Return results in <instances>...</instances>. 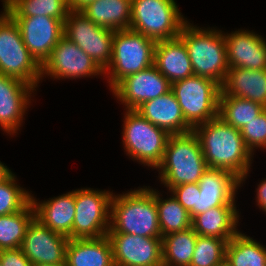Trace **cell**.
I'll use <instances>...</instances> for the list:
<instances>
[{"label":"cell","mask_w":266,"mask_h":266,"mask_svg":"<svg viewBox=\"0 0 266 266\" xmlns=\"http://www.w3.org/2000/svg\"><path fill=\"white\" fill-rule=\"evenodd\" d=\"M154 65L171 84L194 75L187 48L179 36L156 42Z\"/></svg>","instance_id":"7402d4cb"},{"label":"cell","mask_w":266,"mask_h":266,"mask_svg":"<svg viewBox=\"0 0 266 266\" xmlns=\"http://www.w3.org/2000/svg\"><path fill=\"white\" fill-rule=\"evenodd\" d=\"M13 172L0 183V216L23 210L31 202V194L17 184Z\"/></svg>","instance_id":"d6a6232c"},{"label":"cell","mask_w":266,"mask_h":266,"mask_svg":"<svg viewBox=\"0 0 266 266\" xmlns=\"http://www.w3.org/2000/svg\"><path fill=\"white\" fill-rule=\"evenodd\" d=\"M239 216L236 206H217L195 215L191 227L197 235L229 242L239 232Z\"/></svg>","instance_id":"cb8c5ba5"},{"label":"cell","mask_w":266,"mask_h":266,"mask_svg":"<svg viewBox=\"0 0 266 266\" xmlns=\"http://www.w3.org/2000/svg\"><path fill=\"white\" fill-rule=\"evenodd\" d=\"M69 239L34 218L27 228L20 248L32 264H59L66 261Z\"/></svg>","instance_id":"9a60e30c"},{"label":"cell","mask_w":266,"mask_h":266,"mask_svg":"<svg viewBox=\"0 0 266 266\" xmlns=\"http://www.w3.org/2000/svg\"><path fill=\"white\" fill-rule=\"evenodd\" d=\"M66 262L68 266H115L109 237L69 239Z\"/></svg>","instance_id":"d4e9b609"},{"label":"cell","mask_w":266,"mask_h":266,"mask_svg":"<svg viewBox=\"0 0 266 266\" xmlns=\"http://www.w3.org/2000/svg\"><path fill=\"white\" fill-rule=\"evenodd\" d=\"M189 212L191 218L197 215V200L200 189L198 183L180 184L169 191Z\"/></svg>","instance_id":"d590c367"},{"label":"cell","mask_w":266,"mask_h":266,"mask_svg":"<svg viewBox=\"0 0 266 266\" xmlns=\"http://www.w3.org/2000/svg\"><path fill=\"white\" fill-rule=\"evenodd\" d=\"M161 197L160 192L155 189L158 223L162 237L190 228L192 225V218L178 200L172 194L166 199Z\"/></svg>","instance_id":"f546056e"},{"label":"cell","mask_w":266,"mask_h":266,"mask_svg":"<svg viewBox=\"0 0 266 266\" xmlns=\"http://www.w3.org/2000/svg\"><path fill=\"white\" fill-rule=\"evenodd\" d=\"M12 173L4 163L0 161V183L3 182Z\"/></svg>","instance_id":"ab89813d"},{"label":"cell","mask_w":266,"mask_h":266,"mask_svg":"<svg viewBox=\"0 0 266 266\" xmlns=\"http://www.w3.org/2000/svg\"><path fill=\"white\" fill-rule=\"evenodd\" d=\"M0 263L2 266H33L21 248L0 250Z\"/></svg>","instance_id":"8d00e7d4"},{"label":"cell","mask_w":266,"mask_h":266,"mask_svg":"<svg viewBox=\"0 0 266 266\" xmlns=\"http://www.w3.org/2000/svg\"><path fill=\"white\" fill-rule=\"evenodd\" d=\"M256 195L257 205L266 213V178L257 185Z\"/></svg>","instance_id":"74e56055"},{"label":"cell","mask_w":266,"mask_h":266,"mask_svg":"<svg viewBox=\"0 0 266 266\" xmlns=\"http://www.w3.org/2000/svg\"><path fill=\"white\" fill-rule=\"evenodd\" d=\"M265 109L259 103L236 96H219V114L227 124L241 130Z\"/></svg>","instance_id":"4dcf8cb0"},{"label":"cell","mask_w":266,"mask_h":266,"mask_svg":"<svg viewBox=\"0 0 266 266\" xmlns=\"http://www.w3.org/2000/svg\"><path fill=\"white\" fill-rule=\"evenodd\" d=\"M95 0H68V5L70 10H81L87 4L93 2Z\"/></svg>","instance_id":"f35d334b"},{"label":"cell","mask_w":266,"mask_h":266,"mask_svg":"<svg viewBox=\"0 0 266 266\" xmlns=\"http://www.w3.org/2000/svg\"><path fill=\"white\" fill-rule=\"evenodd\" d=\"M240 132L253 155L255 149H266V108L255 119L248 122Z\"/></svg>","instance_id":"e575fe53"},{"label":"cell","mask_w":266,"mask_h":266,"mask_svg":"<svg viewBox=\"0 0 266 266\" xmlns=\"http://www.w3.org/2000/svg\"><path fill=\"white\" fill-rule=\"evenodd\" d=\"M200 193L197 200V214L217 206H237V189L242 187L240 179L231 172L207 168L198 182Z\"/></svg>","instance_id":"ac0fdd59"},{"label":"cell","mask_w":266,"mask_h":266,"mask_svg":"<svg viewBox=\"0 0 266 266\" xmlns=\"http://www.w3.org/2000/svg\"><path fill=\"white\" fill-rule=\"evenodd\" d=\"M113 191L81 188L75 190L73 239L107 235Z\"/></svg>","instance_id":"30bf717a"},{"label":"cell","mask_w":266,"mask_h":266,"mask_svg":"<svg viewBox=\"0 0 266 266\" xmlns=\"http://www.w3.org/2000/svg\"><path fill=\"white\" fill-rule=\"evenodd\" d=\"M224 37L229 68L266 69L265 37L245 29L227 34L224 32Z\"/></svg>","instance_id":"d6986e66"},{"label":"cell","mask_w":266,"mask_h":266,"mask_svg":"<svg viewBox=\"0 0 266 266\" xmlns=\"http://www.w3.org/2000/svg\"><path fill=\"white\" fill-rule=\"evenodd\" d=\"M223 32L216 28H200L187 21L179 35L187 48L194 75L220 85L229 69Z\"/></svg>","instance_id":"277c9868"},{"label":"cell","mask_w":266,"mask_h":266,"mask_svg":"<svg viewBox=\"0 0 266 266\" xmlns=\"http://www.w3.org/2000/svg\"><path fill=\"white\" fill-rule=\"evenodd\" d=\"M122 145L133 161L156 169L161 163L170 134L155 126L136 110L124 113Z\"/></svg>","instance_id":"8992f818"},{"label":"cell","mask_w":266,"mask_h":266,"mask_svg":"<svg viewBox=\"0 0 266 266\" xmlns=\"http://www.w3.org/2000/svg\"><path fill=\"white\" fill-rule=\"evenodd\" d=\"M77 79L82 77L104 76V71L78 45L64 35L41 65V80Z\"/></svg>","instance_id":"7c38bea8"},{"label":"cell","mask_w":266,"mask_h":266,"mask_svg":"<svg viewBox=\"0 0 266 266\" xmlns=\"http://www.w3.org/2000/svg\"><path fill=\"white\" fill-rule=\"evenodd\" d=\"M33 266H68L67 262H62L59 264H33Z\"/></svg>","instance_id":"b9f144b4"},{"label":"cell","mask_w":266,"mask_h":266,"mask_svg":"<svg viewBox=\"0 0 266 266\" xmlns=\"http://www.w3.org/2000/svg\"><path fill=\"white\" fill-rule=\"evenodd\" d=\"M175 0H132L130 30L155 42L180 35L187 22Z\"/></svg>","instance_id":"52a82bcc"},{"label":"cell","mask_w":266,"mask_h":266,"mask_svg":"<svg viewBox=\"0 0 266 266\" xmlns=\"http://www.w3.org/2000/svg\"><path fill=\"white\" fill-rule=\"evenodd\" d=\"M122 233L162 238L154 188L143 186L127 193H113L107 234Z\"/></svg>","instance_id":"7a4b0ae2"},{"label":"cell","mask_w":266,"mask_h":266,"mask_svg":"<svg viewBox=\"0 0 266 266\" xmlns=\"http://www.w3.org/2000/svg\"><path fill=\"white\" fill-rule=\"evenodd\" d=\"M170 90L171 83L153 64L125 77L111 91L125 106L124 110H136L144 102L160 97Z\"/></svg>","instance_id":"4fadbf2b"},{"label":"cell","mask_w":266,"mask_h":266,"mask_svg":"<svg viewBox=\"0 0 266 266\" xmlns=\"http://www.w3.org/2000/svg\"><path fill=\"white\" fill-rule=\"evenodd\" d=\"M198 136L207 167L231 172L243 184L249 176L253 154L239 129L219 116L193 128Z\"/></svg>","instance_id":"6da1fadb"},{"label":"cell","mask_w":266,"mask_h":266,"mask_svg":"<svg viewBox=\"0 0 266 266\" xmlns=\"http://www.w3.org/2000/svg\"><path fill=\"white\" fill-rule=\"evenodd\" d=\"M217 266H233L225 257Z\"/></svg>","instance_id":"7bdbcfd3"},{"label":"cell","mask_w":266,"mask_h":266,"mask_svg":"<svg viewBox=\"0 0 266 266\" xmlns=\"http://www.w3.org/2000/svg\"><path fill=\"white\" fill-rule=\"evenodd\" d=\"M197 236L192 227L163 236V266H190Z\"/></svg>","instance_id":"4316f807"},{"label":"cell","mask_w":266,"mask_h":266,"mask_svg":"<svg viewBox=\"0 0 266 266\" xmlns=\"http://www.w3.org/2000/svg\"><path fill=\"white\" fill-rule=\"evenodd\" d=\"M37 201L32 194L31 202L35 209V218L50 230L73 239L75 190L49 198L47 201Z\"/></svg>","instance_id":"44dd1931"},{"label":"cell","mask_w":266,"mask_h":266,"mask_svg":"<svg viewBox=\"0 0 266 266\" xmlns=\"http://www.w3.org/2000/svg\"><path fill=\"white\" fill-rule=\"evenodd\" d=\"M171 90L193 128L218 116L221 85L217 82L193 75L172 83Z\"/></svg>","instance_id":"9c48e42d"},{"label":"cell","mask_w":266,"mask_h":266,"mask_svg":"<svg viewBox=\"0 0 266 266\" xmlns=\"http://www.w3.org/2000/svg\"><path fill=\"white\" fill-rule=\"evenodd\" d=\"M226 258L233 266H266V247L239 230L227 243Z\"/></svg>","instance_id":"83f0119b"},{"label":"cell","mask_w":266,"mask_h":266,"mask_svg":"<svg viewBox=\"0 0 266 266\" xmlns=\"http://www.w3.org/2000/svg\"><path fill=\"white\" fill-rule=\"evenodd\" d=\"M115 266H163L162 239L132 234H107Z\"/></svg>","instance_id":"2e32d148"},{"label":"cell","mask_w":266,"mask_h":266,"mask_svg":"<svg viewBox=\"0 0 266 266\" xmlns=\"http://www.w3.org/2000/svg\"><path fill=\"white\" fill-rule=\"evenodd\" d=\"M132 0H95L80 11L94 24L113 31L130 29Z\"/></svg>","instance_id":"484cf974"},{"label":"cell","mask_w":266,"mask_h":266,"mask_svg":"<svg viewBox=\"0 0 266 266\" xmlns=\"http://www.w3.org/2000/svg\"><path fill=\"white\" fill-rule=\"evenodd\" d=\"M3 11H7L15 2V0H2Z\"/></svg>","instance_id":"60d3db41"},{"label":"cell","mask_w":266,"mask_h":266,"mask_svg":"<svg viewBox=\"0 0 266 266\" xmlns=\"http://www.w3.org/2000/svg\"><path fill=\"white\" fill-rule=\"evenodd\" d=\"M220 96H236L266 108V69L229 68L221 85Z\"/></svg>","instance_id":"603a6c76"},{"label":"cell","mask_w":266,"mask_h":266,"mask_svg":"<svg viewBox=\"0 0 266 266\" xmlns=\"http://www.w3.org/2000/svg\"><path fill=\"white\" fill-rule=\"evenodd\" d=\"M207 168L198 136L191 131L169 136L156 169L160 182L169 192L180 184L198 183Z\"/></svg>","instance_id":"3957f363"},{"label":"cell","mask_w":266,"mask_h":266,"mask_svg":"<svg viewBox=\"0 0 266 266\" xmlns=\"http://www.w3.org/2000/svg\"><path fill=\"white\" fill-rule=\"evenodd\" d=\"M34 90L28 83L0 73V129L5 133L14 136L20 130Z\"/></svg>","instance_id":"e0dca14e"},{"label":"cell","mask_w":266,"mask_h":266,"mask_svg":"<svg viewBox=\"0 0 266 266\" xmlns=\"http://www.w3.org/2000/svg\"><path fill=\"white\" fill-rule=\"evenodd\" d=\"M11 17L48 16L63 23L70 12L68 0H15L6 11Z\"/></svg>","instance_id":"1f68e13d"},{"label":"cell","mask_w":266,"mask_h":266,"mask_svg":"<svg viewBox=\"0 0 266 266\" xmlns=\"http://www.w3.org/2000/svg\"><path fill=\"white\" fill-rule=\"evenodd\" d=\"M227 243L216 237L198 235L190 266H217L226 257Z\"/></svg>","instance_id":"836d02e7"},{"label":"cell","mask_w":266,"mask_h":266,"mask_svg":"<svg viewBox=\"0 0 266 266\" xmlns=\"http://www.w3.org/2000/svg\"><path fill=\"white\" fill-rule=\"evenodd\" d=\"M22 40L35 60L42 65L64 35V23L48 16L12 17Z\"/></svg>","instance_id":"5bb4252c"},{"label":"cell","mask_w":266,"mask_h":266,"mask_svg":"<svg viewBox=\"0 0 266 266\" xmlns=\"http://www.w3.org/2000/svg\"><path fill=\"white\" fill-rule=\"evenodd\" d=\"M156 42L130 29L114 31L112 57L103 70L112 90L125 77L154 64Z\"/></svg>","instance_id":"5b68a950"},{"label":"cell","mask_w":266,"mask_h":266,"mask_svg":"<svg viewBox=\"0 0 266 266\" xmlns=\"http://www.w3.org/2000/svg\"><path fill=\"white\" fill-rule=\"evenodd\" d=\"M35 218L30 202L23 210L0 216V250L20 248L27 228Z\"/></svg>","instance_id":"f1b7e54d"},{"label":"cell","mask_w":266,"mask_h":266,"mask_svg":"<svg viewBox=\"0 0 266 266\" xmlns=\"http://www.w3.org/2000/svg\"><path fill=\"white\" fill-rule=\"evenodd\" d=\"M136 111L170 135L193 131V127L185 120L172 90L160 97L144 102Z\"/></svg>","instance_id":"ffe728a7"},{"label":"cell","mask_w":266,"mask_h":266,"mask_svg":"<svg viewBox=\"0 0 266 266\" xmlns=\"http://www.w3.org/2000/svg\"><path fill=\"white\" fill-rule=\"evenodd\" d=\"M0 73L34 88L41 82V65L26 48L17 23L6 11L0 14Z\"/></svg>","instance_id":"ba28073f"},{"label":"cell","mask_w":266,"mask_h":266,"mask_svg":"<svg viewBox=\"0 0 266 266\" xmlns=\"http://www.w3.org/2000/svg\"><path fill=\"white\" fill-rule=\"evenodd\" d=\"M64 36L87 53L102 70L109 65L113 30L94 24L80 10H70L64 20Z\"/></svg>","instance_id":"8fae6325"}]
</instances>
